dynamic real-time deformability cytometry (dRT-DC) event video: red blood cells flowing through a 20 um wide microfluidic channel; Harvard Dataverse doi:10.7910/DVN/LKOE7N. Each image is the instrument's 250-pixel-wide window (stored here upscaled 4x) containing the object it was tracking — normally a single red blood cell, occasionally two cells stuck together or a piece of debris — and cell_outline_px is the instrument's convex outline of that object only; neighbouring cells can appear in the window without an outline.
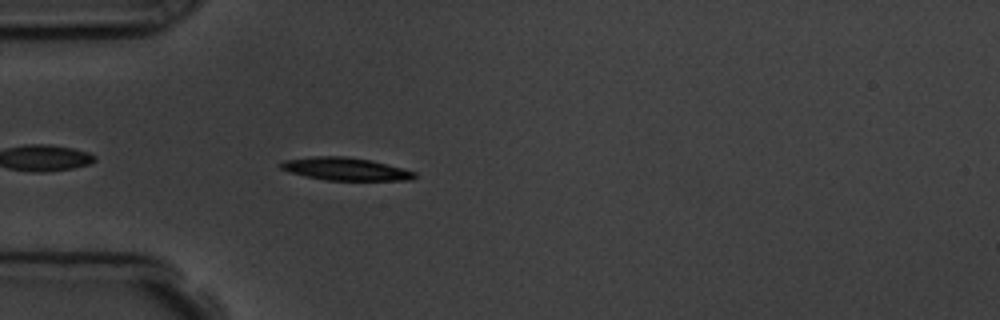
{"species": "common noctule bat (a hibernating species)", "species_latin": "Nyctalus noctula", "temperature_condition": "room temperature", "stored_images_in_passage": 4, "camera_frame_rate_fps": 3000, "um_per_image_px": 0.085, "animal": {"sex": "male", "body_mass_g": 19.5, "forearm_length_mm": 54.6}, "frame": {"image": 1, "passage_image": 4, "time_ms": 3.667, "image_size_px": [1000, 320], "cell_outline_px": [[416, 176], [412, 180], [324, 180], [304, 176], [280, 168], [280, 164], [284, 160], [312, 156], [344, 156], [372, 160], [416, 172]], "centroid_in_image_um": [29.36, 14.36], "position_along_channel_um": 55.6, "area_um2": 17.69}}